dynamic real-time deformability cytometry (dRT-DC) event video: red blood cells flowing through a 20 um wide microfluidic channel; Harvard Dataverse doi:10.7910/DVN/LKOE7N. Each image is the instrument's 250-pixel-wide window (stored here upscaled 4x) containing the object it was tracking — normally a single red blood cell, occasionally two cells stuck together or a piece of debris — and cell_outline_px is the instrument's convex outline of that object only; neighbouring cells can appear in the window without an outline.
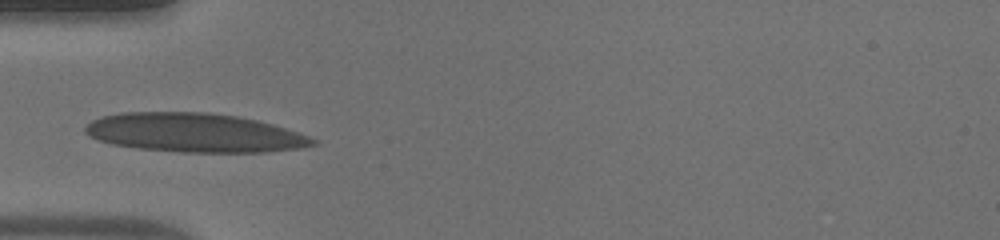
{"species": "human", "species_latin": "Homo sapiens", "temperature_condition": "warm", "stored_images_in_passage": 12, "camera_frame_rate_fps": 3000, "um_per_image_px": 0.085, "donor": {"sex": "male"}, "frame": {"image": 1, "passage_image": 1, "time_ms": 0.0, "image_size_px": [1000, 240], "cell_outline_px": [[320, 144], [304, 148], [264, 152], [180, 152], [136, 148], [112, 144], [88, 136], [84, 132], [84, 128], [92, 120], [100, 116], [120, 112], [208, 112], [236, 116], [256, 120], [272, 124], [320, 140]], "centroid_in_image_um": [16.53, 11.28], "position_along_channel_um": 68.5, "area_um2": 51.96}}
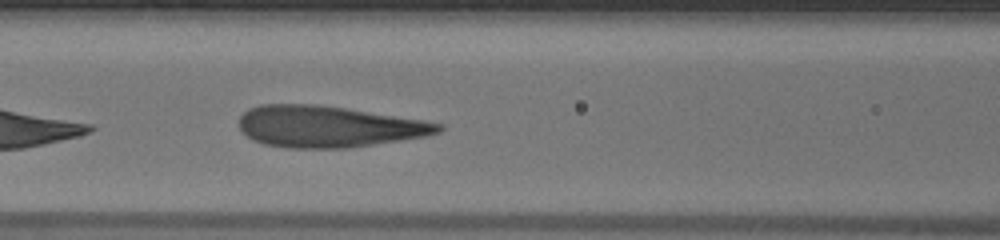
{"frame": {"image": 2, "passage_image": 6, "time_ms": 1.667, "image_size_px": [1000, 240], "cell_outline_px": [[444, 128], [440, 132], [428, 136], [344, 148], [288, 148], [264, 144], [252, 140], [240, 128], [240, 116], [248, 108], [260, 104], [316, 104], [348, 108], [424, 120], [444, 124]], "centroid_in_image_um": [27.92, 10.75], "position_along_channel_um": 138.7, "area_um2": 48.21}}
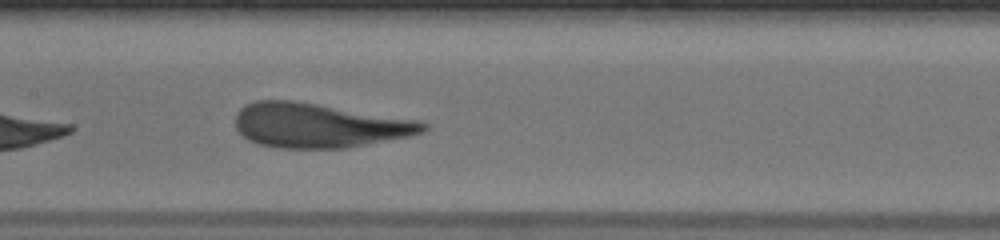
{"frame": {"image": 3, "passage_image": 9, "time_ms": 2.667, "image_size_px": [1000, 240], "cell_outline_px": [[428, 128], [424, 132], [408, 136], [344, 148], [276, 148], [256, 144], [248, 140], [236, 128], [236, 112], [244, 104], [256, 100], [296, 100], [420, 120], [428, 124]], "centroid_in_image_um": [27.08, 10.64], "position_along_channel_um": 180.3, "area_um2": 48.96}}